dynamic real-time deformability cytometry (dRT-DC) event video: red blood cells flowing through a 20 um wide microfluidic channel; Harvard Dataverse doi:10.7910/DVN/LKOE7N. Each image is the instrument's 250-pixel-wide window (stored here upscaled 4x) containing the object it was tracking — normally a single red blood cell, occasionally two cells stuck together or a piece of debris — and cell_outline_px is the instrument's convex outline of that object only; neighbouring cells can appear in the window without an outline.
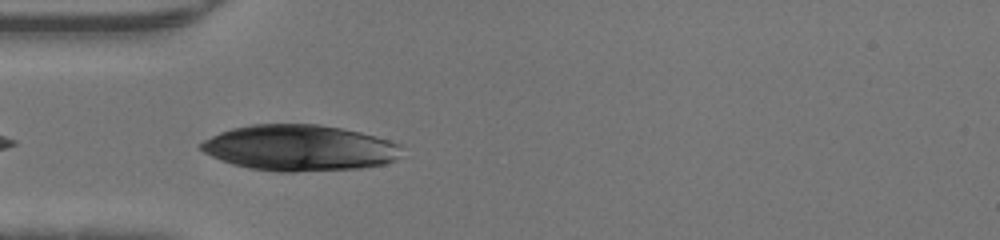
{"species": "human", "species_latin": "Homo sapiens", "temperature_condition": "warm", "stored_images_in_passage": 5, "camera_frame_rate_fps": 3000, "um_per_image_px": 0.085, "donor": {"sex": "male"}, "frame": {"image": 1, "passage_image": 2, "time_ms": 0.333, "image_size_px": [1000, 240], "cell_outline_px": [[400, 144], [396, 160], [384, 164], [360, 168], [296, 172], [276, 172], [248, 168], [232, 164], [220, 160], [204, 152], [200, 148], [200, 144], [204, 140], [220, 132], [232, 128], [252, 124], [320, 124], [360, 132], [388, 140]], "centroid_in_image_um": [25.42, 12.57], "position_along_channel_um": 59.6, "area_um2": 53.64}}
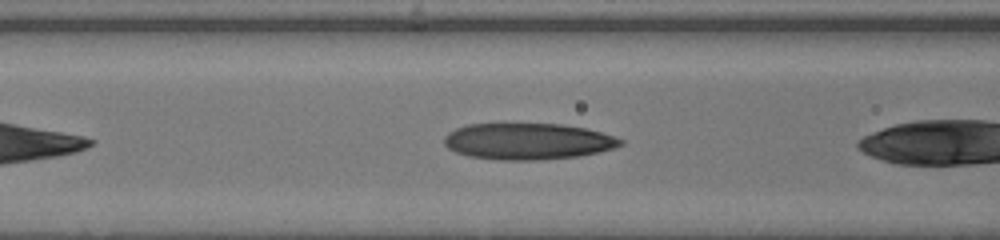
{"frame": {"image": 2, "passage_image": 4, "time_ms": 1.0, "image_size_px": [1000, 240], "cell_outline_px": [[624, 144], [616, 148], [600, 152], [580, 156], [540, 160], [496, 160], [468, 156], [456, 152], [448, 148], [444, 144], [444, 136], [448, 132], [456, 128], [468, 124], [560, 124], [584, 128], [600, 132], [624, 140]], "centroid_in_image_um": [44.86, 12.02], "position_along_channel_um": 121.7, "area_um2": 37.57}}